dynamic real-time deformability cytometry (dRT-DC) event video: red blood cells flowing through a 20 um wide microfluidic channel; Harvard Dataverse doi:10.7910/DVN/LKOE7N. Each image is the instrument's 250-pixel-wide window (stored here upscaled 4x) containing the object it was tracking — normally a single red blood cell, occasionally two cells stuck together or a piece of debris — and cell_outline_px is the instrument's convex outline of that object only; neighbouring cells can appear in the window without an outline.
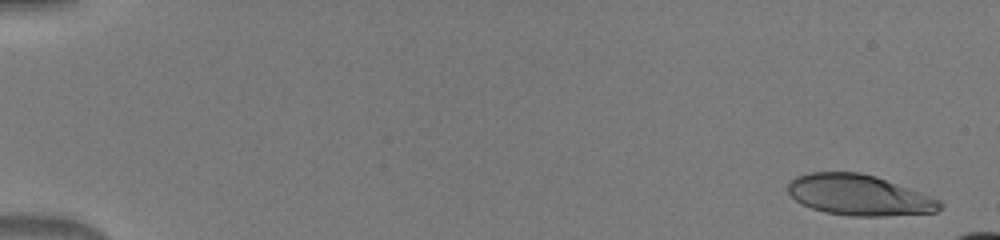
{"species": "human", "species_latin": "Homo sapiens", "temperature_condition": "warm", "stored_images_in_passage": 47, "camera_frame_rate_fps": 3000, "um_per_image_px": 0.085, "donor": {"sex": "male"}, "frame": {"image": 1, "passage_image": 2, "time_ms": 0.333, "image_size_px": [1000, 240], "cell_outline_px": [[944, 208], [936, 212], [884, 216], [848, 216], [824, 212], [800, 204], [788, 192], [788, 180], [796, 176], [808, 172], [860, 172], [876, 176], [920, 192], [940, 200], [944, 204]], "centroid_in_image_um": [73.01, 16.58], "position_along_channel_um": 12.0, "area_um2": 36.3}}
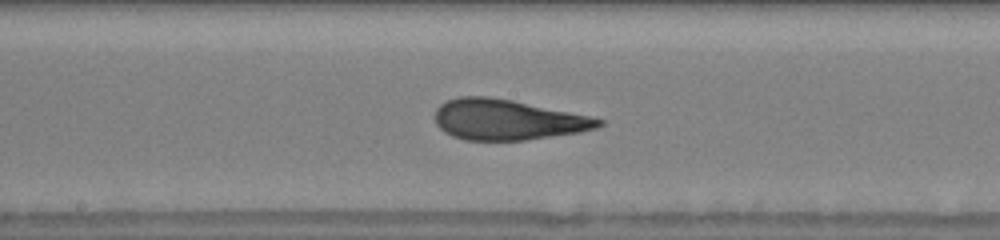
{"frame": {"image": 2, "passage_image": 28, "time_ms": 9.0, "image_size_px": [1000, 240], "cell_outline_px": [[604, 124], [596, 128], [580, 132], [524, 140], [464, 140], [452, 136], [444, 132], [436, 124], [436, 108], [440, 104], [448, 100], [460, 96], [488, 96], [512, 100], [588, 116], [604, 120]], "centroid_in_image_um": [43.09, 10.18], "position_along_channel_um": 205.1, "area_um2": 38.32}}
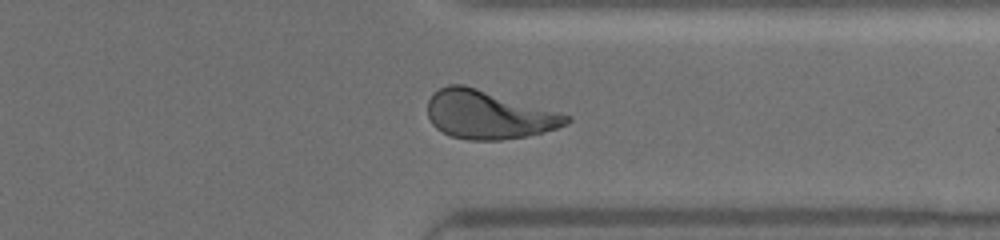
{"frame": {"image": 3, "passage_image": 40, "time_ms": 13.0, "image_size_px": [1000, 240], "cell_outline_px": [[572, 120], [568, 124], [556, 128], [528, 136], [500, 140], [468, 140], [452, 136], [436, 128], [432, 124], [428, 116], [428, 100], [432, 92], [448, 84], [464, 84], [572, 116]], "centroid_in_image_um": [41.51, 9.75], "position_along_channel_um": 369.9, "area_um2": 39.07}}